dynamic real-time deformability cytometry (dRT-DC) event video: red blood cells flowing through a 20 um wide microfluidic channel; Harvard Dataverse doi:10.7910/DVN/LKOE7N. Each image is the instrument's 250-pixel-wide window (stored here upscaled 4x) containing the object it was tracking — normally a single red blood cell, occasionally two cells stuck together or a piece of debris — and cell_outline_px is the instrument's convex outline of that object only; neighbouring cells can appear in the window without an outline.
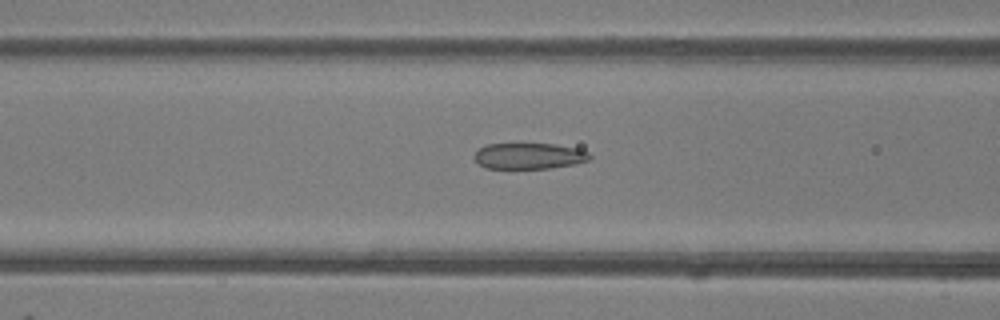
{"species": "common noctule bat (a hibernating species)", "species_latin": "Nyctalus noctula", "temperature_condition": "room temperature", "stored_images_in_passage": 38, "camera_frame_rate_fps": 3000, "um_per_image_px": 0.085, "animal": {"sex": "female"}, "frame": {"image": 1, "passage_image": 12, "time_ms": 3.667, "image_size_px": [1000, 320], "cell_outline_px": [[592, 156], [588, 160], [576, 164], [548, 168], [484, 168], [472, 156], [484, 144], [556, 144], [580, 148], [588, 152]], "centroid_in_image_um": [44.99, 13.25], "position_along_channel_um": 121.6, "area_um2": 17.57}}
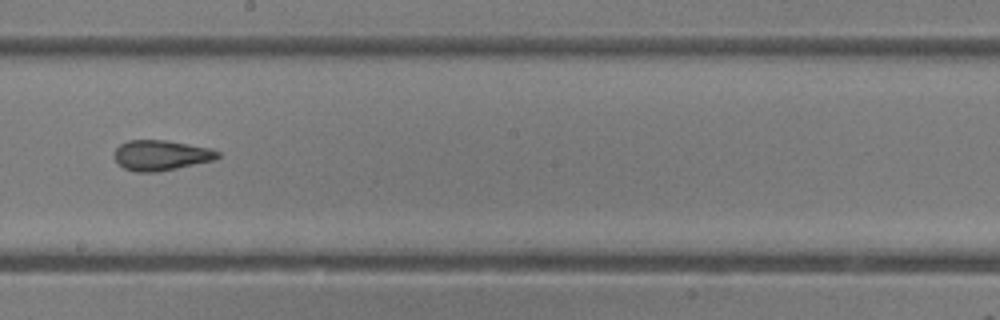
{"frame": {"image": 2, "passage_image": 20, "time_ms": 6.333, "image_size_px": [1000, 320], "cell_outline_px": [[220, 156], [216, 160], [156, 172], [136, 172], [124, 168], [116, 160], [116, 148], [120, 144], [128, 140], [164, 140], [212, 148], [220, 152]], "centroid_in_image_um": [13.73, 13.19], "position_along_channel_um": 234.5, "area_um2": 18.15}}
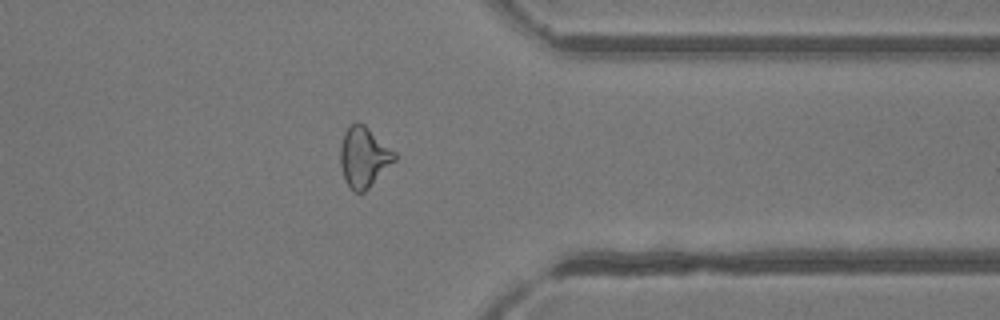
{"frame": {"image": 3, "passage_image": 31, "time_ms": 10.0, "image_size_px": [1000, 320], "cell_outline_px": [[396, 160], [364, 192], [356, 192], [344, 180], [340, 164], [340, 144], [344, 132], [348, 124], [356, 120], [364, 124], [396, 152]], "centroid_in_image_um": [30.91, 13.3], "position_along_channel_um": 380.5, "area_um2": 19.19}}